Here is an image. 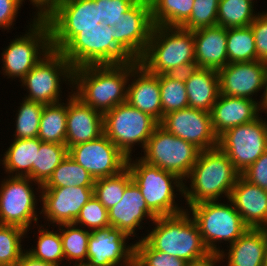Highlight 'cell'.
<instances>
[{
    "mask_svg": "<svg viewBox=\"0 0 267 266\" xmlns=\"http://www.w3.org/2000/svg\"><path fill=\"white\" fill-rule=\"evenodd\" d=\"M129 78L130 62L87 65L73 69V87L70 88L84 104L104 114L126 102Z\"/></svg>",
    "mask_w": 267,
    "mask_h": 266,
    "instance_id": "1",
    "label": "cell"
},
{
    "mask_svg": "<svg viewBox=\"0 0 267 266\" xmlns=\"http://www.w3.org/2000/svg\"><path fill=\"white\" fill-rule=\"evenodd\" d=\"M241 174L235 169L228 156L217 146L200 151L189 175L190 186L184 183L183 198L190 207L203 201L219 200L230 193Z\"/></svg>",
    "mask_w": 267,
    "mask_h": 266,
    "instance_id": "2",
    "label": "cell"
},
{
    "mask_svg": "<svg viewBox=\"0 0 267 266\" xmlns=\"http://www.w3.org/2000/svg\"><path fill=\"white\" fill-rule=\"evenodd\" d=\"M188 209L176 215L158 216L152 231L148 230L144 239L153 249L168 253L187 262L209 253L203 243L196 222Z\"/></svg>",
    "mask_w": 267,
    "mask_h": 266,
    "instance_id": "3",
    "label": "cell"
},
{
    "mask_svg": "<svg viewBox=\"0 0 267 266\" xmlns=\"http://www.w3.org/2000/svg\"><path fill=\"white\" fill-rule=\"evenodd\" d=\"M127 168L146 205L157 217L176 215L186 210L175 202L178 194L174 189L182 196L184 189V180L178 175L150 165L139 157L133 161L128 157Z\"/></svg>",
    "mask_w": 267,
    "mask_h": 266,
    "instance_id": "4",
    "label": "cell"
},
{
    "mask_svg": "<svg viewBox=\"0 0 267 266\" xmlns=\"http://www.w3.org/2000/svg\"><path fill=\"white\" fill-rule=\"evenodd\" d=\"M138 62L155 75L195 62L193 31L154 25L147 48Z\"/></svg>",
    "mask_w": 267,
    "mask_h": 266,
    "instance_id": "5",
    "label": "cell"
},
{
    "mask_svg": "<svg viewBox=\"0 0 267 266\" xmlns=\"http://www.w3.org/2000/svg\"><path fill=\"white\" fill-rule=\"evenodd\" d=\"M115 25L98 24L78 33L60 52L73 69L87 65H119L134 61L116 42Z\"/></svg>",
    "mask_w": 267,
    "mask_h": 266,
    "instance_id": "6",
    "label": "cell"
},
{
    "mask_svg": "<svg viewBox=\"0 0 267 266\" xmlns=\"http://www.w3.org/2000/svg\"><path fill=\"white\" fill-rule=\"evenodd\" d=\"M227 200L229 204L214 200L199 202L187 207L209 252L220 253L222 250L217 245L219 242L227 241L231 245L249 229L232 202Z\"/></svg>",
    "mask_w": 267,
    "mask_h": 266,
    "instance_id": "7",
    "label": "cell"
},
{
    "mask_svg": "<svg viewBox=\"0 0 267 266\" xmlns=\"http://www.w3.org/2000/svg\"><path fill=\"white\" fill-rule=\"evenodd\" d=\"M28 31L10 41L2 55L3 74L20 79L51 50L50 28L43 17L33 15Z\"/></svg>",
    "mask_w": 267,
    "mask_h": 266,
    "instance_id": "8",
    "label": "cell"
},
{
    "mask_svg": "<svg viewBox=\"0 0 267 266\" xmlns=\"http://www.w3.org/2000/svg\"><path fill=\"white\" fill-rule=\"evenodd\" d=\"M43 18L50 28L51 49L56 51L83 30L103 23L95 0H60Z\"/></svg>",
    "mask_w": 267,
    "mask_h": 266,
    "instance_id": "9",
    "label": "cell"
},
{
    "mask_svg": "<svg viewBox=\"0 0 267 266\" xmlns=\"http://www.w3.org/2000/svg\"><path fill=\"white\" fill-rule=\"evenodd\" d=\"M159 122L128 102L103 114L104 134L127 156L132 157L136 143L144 149Z\"/></svg>",
    "mask_w": 267,
    "mask_h": 266,
    "instance_id": "10",
    "label": "cell"
},
{
    "mask_svg": "<svg viewBox=\"0 0 267 266\" xmlns=\"http://www.w3.org/2000/svg\"><path fill=\"white\" fill-rule=\"evenodd\" d=\"M200 151L194 144L168 133L159 125L142 151L144 156L139 158L178 175L186 183V177L196 163Z\"/></svg>",
    "mask_w": 267,
    "mask_h": 266,
    "instance_id": "11",
    "label": "cell"
},
{
    "mask_svg": "<svg viewBox=\"0 0 267 266\" xmlns=\"http://www.w3.org/2000/svg\"><path fill=\"white\" fill-rule=\"evenodd\" d=\"M61 81L72 85L73 68L60 51L51 49L21 80L29 93L24 98L45 105L62 102Z\"/></svg>",
    "mask_w": 267,
    "mask_h": 266,
    "instance_id": "12",
    "label": "cell"
},
{
    "mask_svg": "<svg viewBox=\"0 0 267 266\" xmlns=\"http://www.w3.org/2000/svg\"><path fill=\"white\" fill-rule=\"evenodd\" d=\"M5 178L0 184V224L17 226L26 231L30 230L32 221L36 223L37 194H34L33 182L37 185V192L41 193L42 185L29 177ZM28 231V232H27Z\"/></svg>",
    "mask_w": 267,
    "mask_h": 266,
    "instance_id": "13",
    "label": "cell"
},
{
    "mask_svg": "<svg viewBox=\"0 0 267 266\" xmlns=\"http://www.w3.org/2000/svg\"><path fill=\"white\" fill-rule=\"evenodd\" d=\"M218 147L235 169L243 173L267 150V121L259 116L225 131L218 137Z\"/></svg>",
    "mask_w": 267,
    "mask_h": 266,
    "instance_id": "14",
    "label": "cell"
},
{
    "mask_svg": "<svg viewBox=\"0 0 267 266\" xmlns=\"http://www.w3.org/2000/svg\"><path fill=\"white\" fill-rule=\"evenodd\" d=\"M68 155L96 179L115 176L127 168L128 157L105 135L72 146Z\"/></svg>",
    "mask_w": 267,
    "mask_h": 266,
    "instance_id": "15",
    "label": "cell"
},
{
    "mask_svg": "<svg viewBox=\"0 0 267 266\" xmlns=\"http://www.w3.org/2000/svg\"><path fill=\"white\" fill-rule=\"evenodd\" d=\"M153 27L150 0H139L115 24V42L133 60L139 61L147 48Z\"/></svg>",
    "mask_w": 267,
    "mask_h": 266,
    "instance_id": "16",
    "label": "cell"
},
{
    "mask_svg": "<svg viewBox=\"0 0 267 266\" xmlns=\"http://www.w3.org/2000/svg\"><path fill=\"white\" fill-rule=\"evenodd\" d=\"M159 125L168 133L194 144L201 151L218 146L210 112L187 107L167 113Z\"/></svg>",
    "mask_w": 267,
    "mask_h": 266,
    "instance_id": "17",
    "label": "cell"
},
{
    "mask_svg": "<svg viewBox=\"0 0 267 266\" xmlns=\"http://www.w3.org/2000/svg\"><path fill=\"white\" fill-rule=\"evenodd\" d=\"M130 238L113 227L91 230L88 239L87 262L91 266L135 265V246L128 245ZM127 244V245H126Z\"/></svg>",
    "mask_w": 267,
    "mask_h": 266,
    "instance_id": "18",
    "label": "cell"
},
{
    "mask_svg": "<svg viewBox=\"0 0 267 266\" xmlns=\"http://www.w3.org/2000/svg\"><path fill=\"white\" fill-rule=\"evenodd\" d=\"M39 195L43 205L39 214L56 226L75 222L82 207L93 197L94 187L42 188Z\"/></svg>",
    "mask_w": 267,
    "mask_h": 266,
    "instance_id": "19",
    "label": "cell"
},
{
    "mask_svg": "<svg viewBox=\"0 0 267 266\" xmlns=\"http://www.w3.org/2000/svg\"><path fill=\"white\" fill-rule=\"evenodd\" d=\"M217 72L220 94L257 101L252 96H257L259 91H264L267 63L259 60L228 63Z\"/></svg>",
    "mask_w": 267,
    "mask_h": 266,
    "instance_id": "20",
    "label": "cell"
},
{
    "mask_svg": "<svg viewBox=\"0 0 267 266\" xmlns=\"http://www.w3.org/2000/svg\"><path fill=\"white\" fill-rule=\"evenodd\" d=\"M129 81L126 102L149 114L160 123L163 119V113L159 75L150 73L138 61L134 60L130 61Z\"/></svg>",
    "mask_w": 267,
    "mask_h": 266,
    "instance_id": "21",
    "label": "cell"
},
{
    "mask_svg": "<svg viewBox=\"0 0 267 266\" xmlns=\"http://www.w3.org/2000/svg\"><path fill=\"white\" fill-rule=\"evenodd\" d=\"M71 93L69 92L67 98L66 146L68 150L72 146L95 140L104 134L103 114L84 104Z\"/></svg>",
    "mask_w": 267,
    "mask_h": 266,
    "instance_id": "22",
    "label": "cell"
},
{
    "mask_svg": "<svg viewBox=\"0 0 267 266\" xmlns=\"http://www.w3.org/2000/svg\"><path fill=\"white\" fill-rule=\"evenodd\" d=\"M108 214L110 226L121 230L130 239L137 235V228L143 227V220L148 218L153 221L157 218L146 205L139 187L133 181L125 187L121 201L109 209Z\"/></svg>",
    "mask_w": 267,
    "mask_h": 266,
    "instance_id": "23",
    "label": "cell"
},
{
    "mask_svg": "<svg viewBox=\"0 0 267 266\" xmlns=\"http://www.w3.org/2000/svg\"><path fill=\"white\" fill-rule=\"evenodd\" d=\"M229 200L248 228L267 229V191L240 175Z\"/></svg>",
    "mask_w": 267,
    "mask_h": 266,
    "instance_id": "24",
    "label": "cell"
},
{
    "mask_svg": "<svg viewBox=\"0 0 267 266\" xmlns=\"http://www.w3.org/2000/svg\"><path fill=\"white\" fill-rule=\"evenodd\" d=\"M259 103L248 98L225 96L219 93L211 114L213 131L217 137L225 131L250 123L259 117Z\"/></svg>",
    "mask_w": 267,
    "mask_h": 266,
    "instance_id": "25",
    "label": "cell"
},
{
    "mask_svg": "<svg viewBox=\"0 0 267 266\" xmlns=\"http://www.w3.org/2000/svg\"><path fill=\"white\" fill-rule=\"evenodd\" d=\"M195 62L200 68L220 70L228 64L227 29L215 25L193 31Z\"/></svg>",
    "mask_w": 267,
    "mask_h": 266,
    "instance_id": "26",
    "label": "cell"
},
{
    "mask_svg": "<svg viewBox=\"0 0 267 266\" xmlns=\"http://www.w3.org/2000/svg\"><path fill=\"white\" fill-rule=\"evenodd\" d=\"M266 245L267 229L249 228L237 241L228 246V253L222 248L220 256L222 262L228 259L227 266H264Z\"/></svg>",
    "mask_w": 267,
    "mask_h": 266,
    "instance_id": "27",
    "label": "cell"
},
{
    "mask_svg": "<svg viewBox=\"0 0 267 266\" xmlns=\"http://www.w3.org/2000/svg\"><path fill=\"white\" fill-rule=\"evenodd\" d=\"M185 85L189 107L211 112L220 93L217 70L199 68Z\"/></svg>",
    "mask_w": 267,
    "mask_h": 266,
    "instance_id": "28",
    "label": "cell"
},
{
    "mask_svg": "<svg viewBox=\"0 0 267 266\" xmlns=\"http://www.w3.org/2000/svg\"><path fill=\"white\" fill-rule=\"evenodd\" d=\"M42 141L36 138L13 139L10 147L1 160L4 171L12 177H29L33 180V163H35L36 148ZM16 172V173H15ZM10 174V175H9Z\"/></svg>",
    "mask_w": 267,
    "mask_h": 266,
    "instance_id": "29",
    "label": "cell"
},
{
    "mask_svg": "<svg viewBox=\"0 0 267 266\" xmlns=\"http://www.w3.org/2000/svg\"><path fill=\"white\" fill-rule=\"evenodd\" d=\"M67 102L44 105L38 138L45 143L66 145Z\"/></svg>",
    "mask_w": 267,
    "mask_h": 266,
    "instance_id": "30",
    "label": "cell"
},
{
    "mask_svg": "<svg viewBox=\"0 0 267 266\" xmlns=\"http://www.w3.org/2000/svg\"><path fill=\"white\" fill-rule=\"evenodd\" d=\"M154 25L181 27L189 18L194 0H150Z\"/></svg>",
    "mask_w": 267,
    "mask_h": 266,
    "instance_id": "31",
    "label": "cell"
},
{
    "mask_svg": "<svg viewBox=\"0 0 267 266\" xmlns=\"http://www.w3.org/2000/svg\"><path fill=\"white\" fill-rule=\"evenodd\" d=\"M74 223L60 224V235L64 258L69 263L75 261L72 266H78L87 262L88 239L91 231L81 229Z\"/></svg>",
    "mask_w": 267,
    "mask_h": 266,
    "instance_id": "32",
    "label": "cell"
},
{
    "mask_svg": "<svg viewBox=\"0 0 267 266\" xmlns=\"http://www.w3.org/2000/svg\"><path fill=\"white\" fill-rule=\"evenodd\" d=\"M67 155L68 147L65 144L42 142L40 148H36L33 181L43 186Z\"/></svg>",
    "mask_w": 267,
    "mask_h": 266,
    "instance_id": "33",
    "label": "cell"
},
{
    "mask_svg": "<svg viewBox=\"0 0 267 266\" xmlns=\"http://www.w3.org/2000/svg\"><path fill=\"white\" fill-rule=\"evenodd\" d=\"M249 0H219L217 25L226 29L248 27L259 14Z\"/></svg>",
    "mask_w": 267,
    "mask_h": 266,
    "instance_id": "34",
    "label": "cell"
},
{
    "mask_svg": "<svg viewBox=\"0 0 267 266\" xmlns=\"http://www.w3.org/2000/svg\"><path fill=\"white\" fill-rule=\"evenodd\" d=\"M94 183L95 180L90 173L67 155L42 188H60L67 186L94 187Z\"/></svg>",
    "mask_w": 267,
    "mask_h": 266,
    "instance_id": "35",
    "label": "cell"
},
{
    "mask_svg": "<svg viewBox=\"0 0 267 266\" xmlns=\"http://www.w3.org/2000/svg\"><path fill=\"white\" fill-rule=\"evenodd\" d=\"M228 63H243L257 60L253 31L250 26L227 29Z\"/></svg>",
    "mask_w": 267,
    "mask_h": 266,
    "instance_id": "36",
    "label": "cell"
},
{
    "mask_svg": "<svg viewBox=\"0 0 267 266\" xmlns=\"http://www.w3.org/2000/svg\"><path fill=\"white\" fill-rule=\"evenodd\" d=\"M56 226L59 227V231H51L48 228L45 229L41 224L38 230L37 246L28 250L26 249V251L37 259L56 266H61L60 264L63 263L62 261H64L65 258L62 250L60 225Z\"/></svg>",
    "mask_w": 267,
    "mask_h": 266,
    "instance_id": "37",
    "label": "cell"
},
{
    "mask_svg": "<svg viewBox=\"0 0 267 266\" xmlns=\"http://www.w3.org/2000/svg\"><path fill=\"white\" fill-rule=\"evenodd\" d=\"M131 181L132 176L128 168L115 176L96 179L94 196L109 210L121 201L125 187Z\"/></svg>",
    "mask_w": 267,
    "mask_h": 266,
    "instance_id": "38",
    "label": "cell"
},
{
    "mask_svg": "<svg viewBox=\"0 0 267 266\" xmlns=\"http://www.w3.org/2000/svg\"><path fill=\"white\" fill-rule=\"evenodd\" d=\"M16 113L14 139L36 138L45 104L23 98Z\"/></svg>",
    "mask_w": 267,
    "mask_h": 266,
    "instance_id": "39",
    "label": "cell"
},
{
    "mask_svg": "<svg viewBox=\"0 0 267 266\" xmlns=\"http://www.w3.org/2000/svg\"><path fill=\"white\" fill-rule=\"evenodd\" d=\"M26 231L17 226L0 224V266H15L26 249L21 241Z\"/></svg>",
    "mask_w": 267,
    "mask_h": 266,
    "instance_id": "40",
    "label": "cell"
},
{
    "mask_svg": "<svg viewBox=\"0 0 267 266\" xmlns=\"http://www.w3.org/2000/svg\"><path fill=\"white\" fill-rule=\"evenodd\" d=\"M161 105L163 117L167 113L189 107L186 85L159 74Z\"/></svg>",
    "mask_w": 267,
    "mask_h": 266,
    "instance_id": "41",
    "label": "cell"
},
{
    "mask_svg": "<svg viewBox=\"0 0 267 266\" xmlns=\"http://www.w3.org/2000/svg\"><path fill=\"white\" fill-rule=\"evenodd\" d=\"M135 266H186L187 261L153 249L144 239L134 243Z\"/></svg>",
    "mask_w": 267,
    "mask_h": 266,
    "instance_id": "42",
    "label": "cell"
},
{
    "mask_svg": "<svg viewBox=\"0 0 267 266\" xmlns=\"http://www.w3.org/2000/svg\"><path fill=\"white\" fill-rule=\"evenodd\" d=\"M219 0H194L190 18L181 26L188 31L217 25Z\"/></svg>",
    "mask_w": 267,
    "mask_h": 266,
    "instance_id": "43",
    "label": "cell"
},
{
    "mask_svg": "<svg viewBox=\"0 0 267 266\" xmlns=\"http://www.w3.org/2000/svg\"><path fill=\"white\" fill-rule=\"evenodd\" d=\"M74 224L91 230L110 227L109 214L105 206L93 195L82 207Z\"/></svg>",
    "mask_w": 267,
    "mask_h": 266,
    "instance_id": "44",
    "label": "cell"
},
{
    "mask_svg": "<svg viewBox=\"0 0 267 266\" xmlns=\"http://www.w3.org/2000/svg\"><path fill=\"white\" fill-rule=\"evenodd\" d=\"M104 25L113 26L139 0H95Z\"/></svg>",
    "mask_w": 267,
    "mask_h": 266,
    "instance_id": "45",
    "label": "cell"
},
{
    "mask_svg": "<svg viewBox=\"0 0 267 266\" xmlns=\"http://www.w3.org/2000/svg\"><path fill=\"white\" fill-rule=\"evenodd\" d=\"M253 31L257 60L267 63V12L263 11L256 16L249 25Z\"/></svg>",
    "mask_w": 267,
    "mask_h": 266,
    "instance_id": "46",
    "label": "cell"
},
{
    "mask_svg": "<svg viewBox=\"0 0 267 266\" xmlns=\"http://www.w3.org/2000/svg\"><path fill=\"white\" fill-rule=\"evenodd\" d=\"M241 176L267 191V150Z\"/></svg>",
    "mask_w": 267,
    "mask_h": 266,
    "instance_id": "47",
    "label": "cell"
},
{
    "mask_svg": "<svg viewBox=\"0 0 267 266\" xmlns=\"http://www.w3.org/2000/svg\"><path fill=\"white\" fill-rule=\"evenodd\" d=\"M22 4L23 0H0V28L4 30L13 28L12 25Z\"/></svg>",
    "mask_w": 267,
    "mask_h": 266,
    "instance_id": "48",
    "label": "cell"
},
{
    "mask_svg": "<svg viewBox=\"0 0 267 266\" xmlns=\"http://www.w3.org/2000/svg\"><path fill=\"white\" fill-rule=\"evenodd\" d=\"M199 68L196 62H188L170 69L165 75L172 80L185 83Z\"/></svg>",
    "mask_w": 267,
    "mask_h": 266,
    "instance_id": "49",
    "label": "cell"
},
{
    "mask_svg": "<svg viewBox=\"0 0 267 266\" xmlns=\"http://www.w3.org/2000/svg\"><path fill=\"white\" fill-rule=\"evenodd\" d=\"M220 261H222L220 253L209 252L201 258L187 262L186 266H216V263H221Z\"/></svg>",
    "mask_w": 267,
    "mask_h": 266,
    "instance_id": "50",
    "label": "cell"
},
{
    "mask_svg": "<svg viewBox=\"0 0 267 266\" xmlns=\"http://www.w3.org/2000/svg\"><path fill=\"white\" fill-rule=\"evenodd\" d=\"M36 7V16L44 17L60 0H29ZM24 2V0H23Z\"/></svg>",
    "mask_w": 267,
    "mask_h": 266,
    "instance_id": "51",
    "label": "cell"
},
{
    "mask_svg": "<svg viewBox=\"0 0 267 266\" xmlns=\"http://www.w3.org/2000/svg\"><path fill=\"white\" fill-rule=\"evenodd\" d=\"M15 266H56L33 257L26 250L21 255Z\"/></svg>",
    "mask_w": 267,
    "mask_h": 266,
    "instance_id": "52",
    "label": "cell"
},
{
    "mask_svg": "<svg viewBox=\"0 0 267 266\" xmlns=\"http://www.w3.org/2000/svg\"><path fill=\"white\" fill-rule=\"evenodd\" d=\"M261 98L260 103H259V113L263 112L267 114V77H266V82H265V87L262 95H260Z\"/></svg>",
    "mask_w": 267,
    "mask_h": 266,
    "instance_id": "53",
    "label": "cell"
},
{
    "mask_svg": "<svg viewBox=\"0 0 267 266\" xmlns=\"http://www.w3.org/2000/svg\"><path fill=\"white\" fill-rule=\"evenodd\" d=\"M264 266H267V245H266V251H265V258H264Z\"/></svg>",
    "mask_w": 267,
    "mask_h": 266,
    "instance_id": "54",
    "label": "cell"
},
{
    "mask_svg": "<svg viewBox=\"0 0 267 266\" xmlns=\"http://www.w3.org/2000/svg\"><path fill=\"white\" fill-rule=\"evenodd\" d=\"M78 266H91V265H89V264H81V265H78ZM124 266H135V265H124Z\"/></svg>",
    "mask_w": 267,
    "mask_h": 266,
    "instance_id": "55",
    "label": "cell"
}]
</instances>
